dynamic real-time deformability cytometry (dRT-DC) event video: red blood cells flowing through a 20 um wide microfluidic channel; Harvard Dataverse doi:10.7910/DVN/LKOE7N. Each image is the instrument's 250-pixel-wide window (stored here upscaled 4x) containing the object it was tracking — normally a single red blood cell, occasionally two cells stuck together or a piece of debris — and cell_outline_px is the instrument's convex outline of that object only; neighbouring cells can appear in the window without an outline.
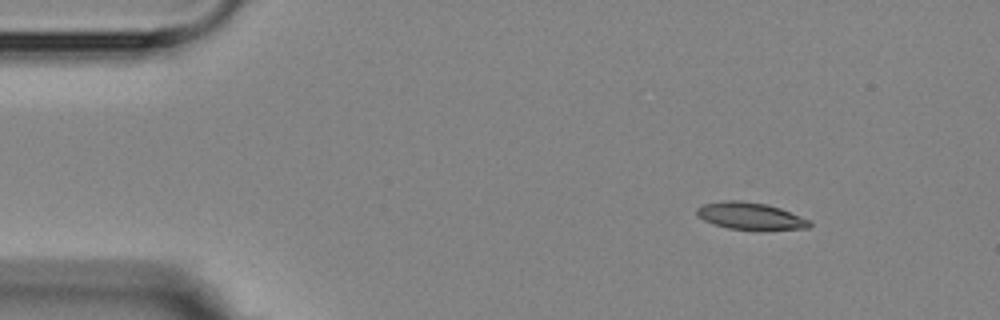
{"species": "Egyptian fruit bat (a non-hibernating species)", "species_latin": "Rousettus aegyptiacus", "temperature_condition": "room temperature", "stored_images_in_passage": 10, "camera_frame_rate_fps": 3000, "um_per_image_px": 0.085, "animal": {"sex": "female"}, "frame": {"image": 1, "passage_image": 1, "time_ms": 0.0, "image_size_px": [1000, 320], "cell_outline_px": [[812, 224], [808, 228], [728, 228], [704, 220], [696, 216], [696, 208], [704, 204], [724, 200], [740, 200], [768, 204], [780, 208], [812, 220]], "centroid_in_image_um": [63.76, 18.32], "position_along_channel_um": 21.2, "area_um2": 17.34}}
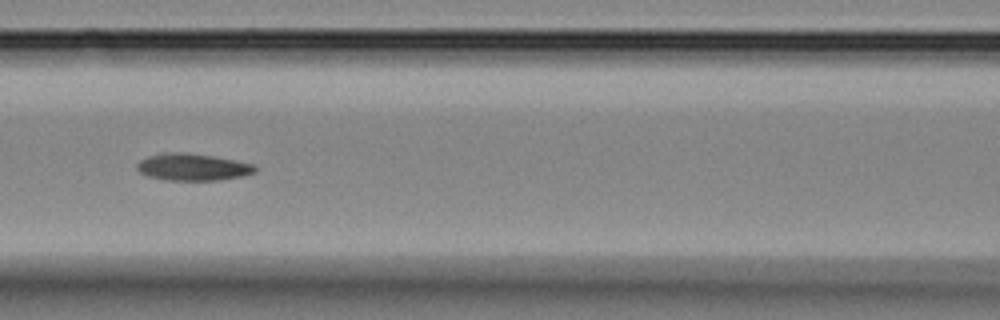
{"frame": {"image": 2, "passage_image": 6, "time_ms": 5.667, "image_size_px": [1000, 320], "cell_outline_px": [[256, 172], [244, 176], [220, 180], [168, 180], [148, 176], [140, 172], [136, 168], [136, 164], [140, 160], [148, 156], [160, 152], [184, 152], [212, 156], [252, 164], [256, 168]], "centroid_in_image_um": [16.34, 14.2], "position_along_channel_um": 150.3, "area_um2": 18.55}}
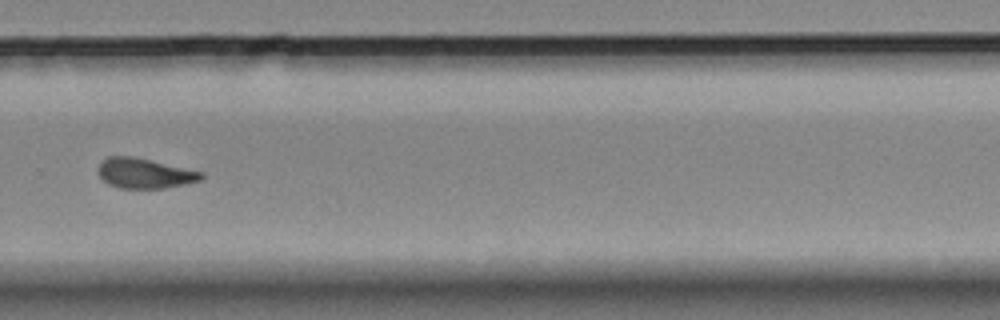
{"frame": {"image": 3, "passage_image": 10, "time_ms": 10.333, "image_size_px": [1000, 320], "cell_outline_px": [[204, 176], [200, 180], [184, 184], [164, 188], [120, 188], [108, 184], [96, 172], [96, 168], [108, 156], [132, 156], [204, 172]], "centroid_in_image_um": [12.27, 14.73], "position_along_channel_um": 317.5, "area_um2": 17.98}}